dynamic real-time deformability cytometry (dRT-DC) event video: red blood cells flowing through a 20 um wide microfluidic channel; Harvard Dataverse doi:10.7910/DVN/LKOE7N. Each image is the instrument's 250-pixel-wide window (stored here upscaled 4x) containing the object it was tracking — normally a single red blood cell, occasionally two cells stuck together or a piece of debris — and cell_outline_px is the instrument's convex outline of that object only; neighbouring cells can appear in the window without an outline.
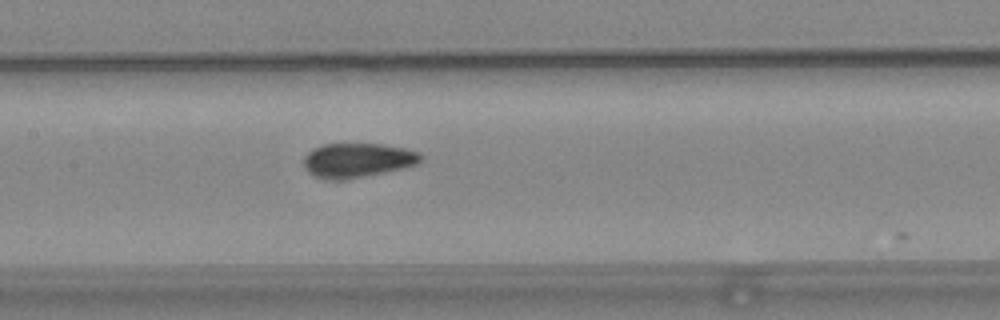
{"species": "common noctule bat (a hibernating species)", "species_latin": "Nyctalus noctula", "temperature_condition": "warm", "stored_images_in_passage": 28, "camera_frame_rate_fps": 3000, "um_per_image_px": 0.085, "animal": {"sex": "female", "body_mass_g": 24.6, "forearm_length_mm": 56.2}, "frame": {"image": 1, "passage_image": 27, "time_ms": 8.667, "image_size_px": [1000, 320], "cell_outline_px": [[424, 156], [416, 164], [404, 168], [344, 180], [336, 180], [316, 176], [308, 172], [304, 168], [304, 156], [312, 148], [324, 144], [380, 144], [404, 148], [420, 152]], "centroid_in_image_um": [30.38, 13.61], "position_along_channel_um": 177.0, "area_um2": 23.35}}